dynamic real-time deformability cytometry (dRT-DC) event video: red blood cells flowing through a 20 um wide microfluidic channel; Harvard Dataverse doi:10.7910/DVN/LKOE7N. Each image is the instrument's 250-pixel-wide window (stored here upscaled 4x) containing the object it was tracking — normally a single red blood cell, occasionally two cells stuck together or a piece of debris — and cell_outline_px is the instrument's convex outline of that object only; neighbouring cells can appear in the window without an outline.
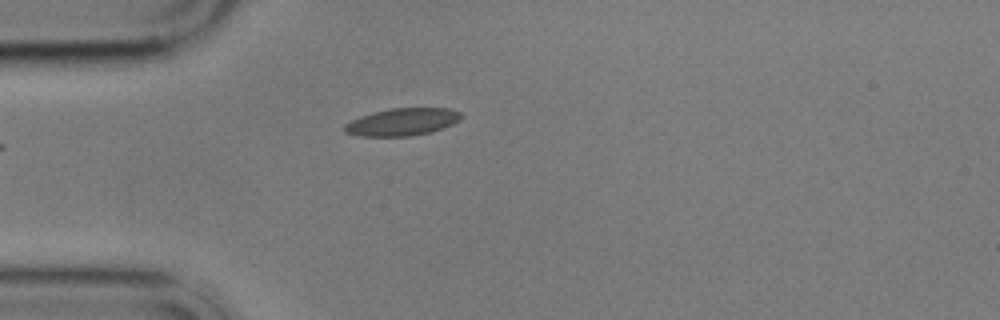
{"species": "common noctule bat (a hibernating species)", "species_latin": "Nyctalus noctula", "temperature_condition": "cold", "stored_images_in_passage": 1, "camera_frame_rate_fps": 3000, "um_per_image_px": 0.085, "animal": {"sex": "male", "body_mass_g": 17.9}, "frame": {"image": 1, "passage_image": 1, "time_ms": 0.0, "image_size_px": [1000, 320], "cell_outline_px": [[464, 116], [460, 120], [444, 128], [432, 132], [412, 136], [356, 136], [344, 132], [344, 124], [360, 116], [372, 112], [392, 108], [452, 108], [460, 112]], "centroid_in_image_um": [34.21, 10.36], "position_along_channel_um": 50.8, "area_um2": 18.9}}